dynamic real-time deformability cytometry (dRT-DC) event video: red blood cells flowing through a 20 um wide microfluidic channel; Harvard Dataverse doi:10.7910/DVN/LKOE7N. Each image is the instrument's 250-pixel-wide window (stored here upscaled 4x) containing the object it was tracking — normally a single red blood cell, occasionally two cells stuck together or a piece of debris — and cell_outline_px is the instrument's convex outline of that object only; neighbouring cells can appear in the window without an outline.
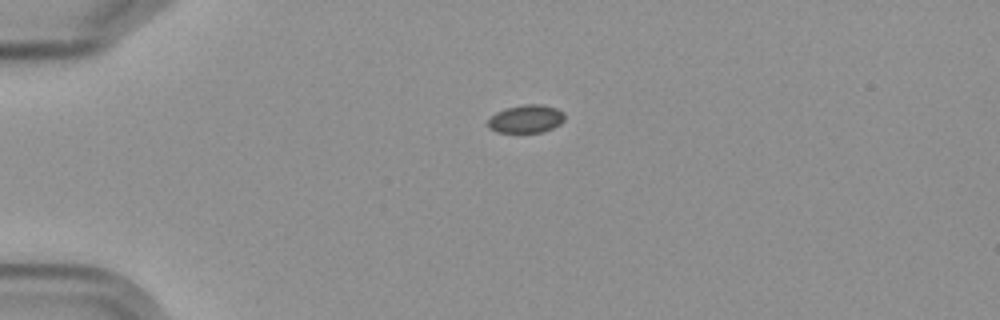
{"species": "Egyptian fruit bat (a non-hibernating species)", "species_latin": "Rousettus aegyptiacus", "temperature_condition": "cold", "stored_images_in_passage": 2, "camera_frame_rate_fps": 3000, "um_per_image_px": 0.085, "frame": {"image": 1, "passage_image": 1, "time_ms": 0.0, "image_size_px": [1000, 320], "cell_outline_px": [[564, 120], [560, 124], [552, 128], [540, 132], [496, 132], [488, 128], [488, 120], [496, 112], [508, 108], [524, 104], [540, 104], [556, 108], [564, 112]], "centroid_in_image_um": [44.72, 10.1], "position_along_channel_um": 40.3, "area_um2": 12.43}}